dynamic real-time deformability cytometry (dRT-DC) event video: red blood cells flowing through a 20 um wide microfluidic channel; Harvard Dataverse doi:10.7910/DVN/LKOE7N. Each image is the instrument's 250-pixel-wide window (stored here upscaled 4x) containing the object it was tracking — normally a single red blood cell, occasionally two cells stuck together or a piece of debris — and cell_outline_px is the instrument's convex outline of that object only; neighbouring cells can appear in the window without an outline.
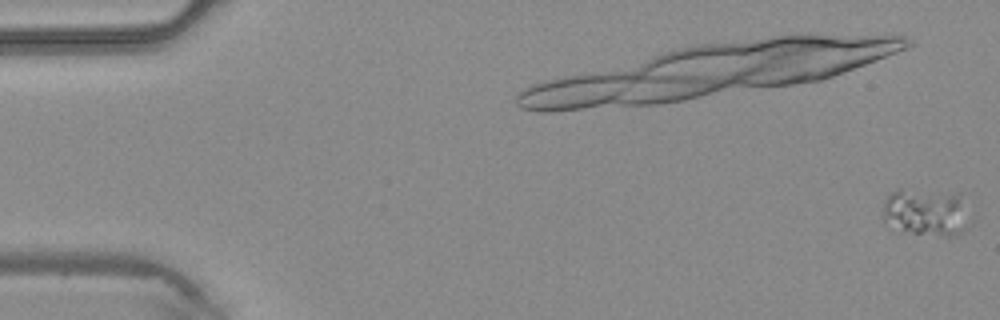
{"species": "common noctule bat (a hibernating species)", "species_latin": "Nyctalus noctula", "temperature_condition": "warm", "stored_images_in_passage": 3, "camera_frame_rate_fps": 3000, "um_per_image_px": 0.085, "animal": {"sex": "male", "body_mass_g": 20.4}, "frame": {"image": 1, "passage_image": 3, "time_ms": 0.667, "image_size_px": [1000, 320], "cell_outline_px": [[972, 224], [964, 232], [952, 236], [948, 236], [896, 232], [884, 220], [884, 200], [896, 188], [900, 188], [960, 196], [972, 216]], "centroid_in_image_um": [78.74, 18.1], "position_along_channel_um": 6.3, "area_um2": 24.45}}